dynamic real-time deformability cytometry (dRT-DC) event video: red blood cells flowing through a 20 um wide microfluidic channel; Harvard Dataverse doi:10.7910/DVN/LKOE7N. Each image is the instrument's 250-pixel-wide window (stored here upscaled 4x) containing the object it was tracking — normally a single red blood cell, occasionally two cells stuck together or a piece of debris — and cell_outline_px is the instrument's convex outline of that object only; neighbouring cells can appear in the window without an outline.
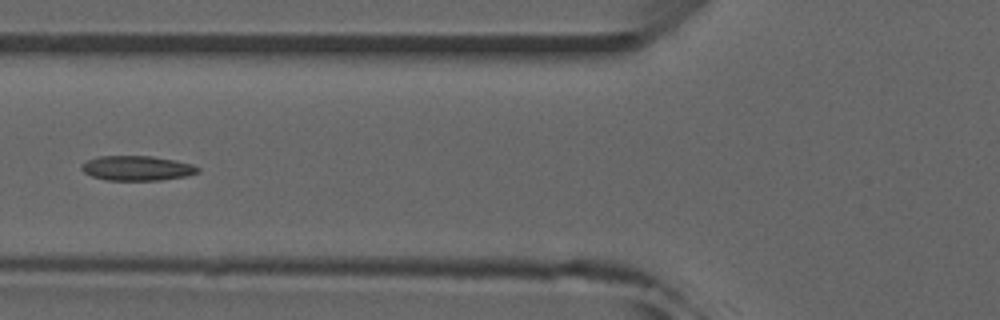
{"species": "common noctule bat (a hibernating species)", "species_latin": "Nyctalus noctula", "temperature_condition": "room temperature", "stored_images_in_passage": 6, "camera_frame_rate_fps": 3000, "um_per_image_px": 0.085, "animal": {"sex": "male", "forearm_length_mm": 52.5}, "frame": {"image": 1, "passage_image": 6, "time_ms": 5.667, "image_size_px": [1000, 320], "cell_outline_px": [[200, 172], [184, 176], [160, 180], [108, 180], [92, 176], [84, 172], [80, 168], [80, 164], [96, 156], [152, 156], [176, 160], [192, 164], [200, 168]], "centroid_in_image_um": [11.64, 14.28], "position_along_channel_um": 114.2, "area_um2": 16.82}}